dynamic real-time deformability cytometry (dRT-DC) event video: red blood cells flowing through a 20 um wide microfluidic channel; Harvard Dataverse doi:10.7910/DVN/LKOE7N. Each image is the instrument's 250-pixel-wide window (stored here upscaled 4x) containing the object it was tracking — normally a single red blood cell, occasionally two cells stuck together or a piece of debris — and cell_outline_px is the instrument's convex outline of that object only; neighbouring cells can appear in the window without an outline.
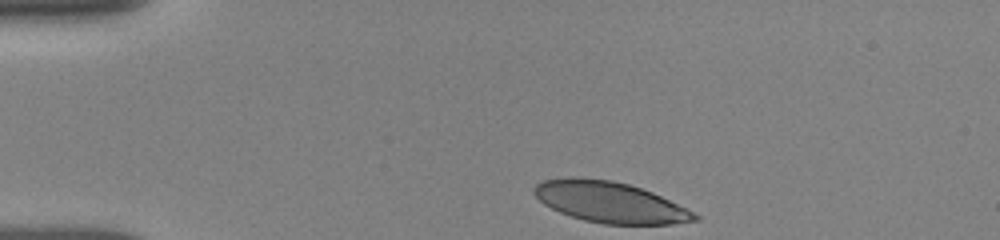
{"species": "human", "species_latin": "Homo sapiens", "temperature_condition": "room temperature", "stored_images_in_passage": 4, "camera_frame_rate_fps": 3000, "um_per_image_px": 0.085, "donor": {"sex": "female"}, "frame": {"image": 1, "passage_image": 1, "time_ms": 0.0, "image_size_px": [1000, 240], "cell_outline_px": [[700, 220], [672, 224], [604, 224], [584, 220], [560, 212], [544, 204], [532, 192], [532, 188], [536, 184], [544, 180], [568, 176], [576, 176], [612, 180], [628, 184], [652, 192], [700, 216]], "centroid_in_image_um": [51.79, 17.17], "position_along_channel_um": 33.2, "area_um2": 38.09}}
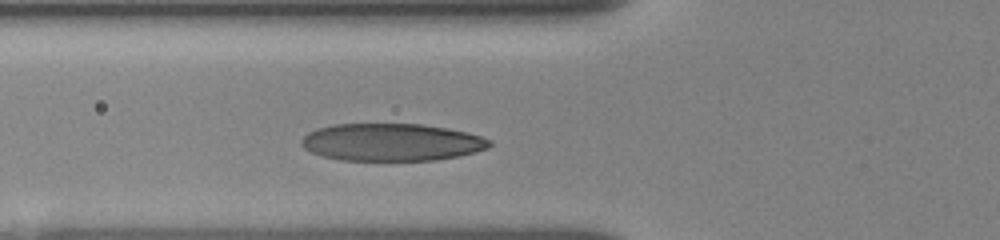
{"frame": {"image": 2, "passage_image": 4, "time_ms": 3.0, "image_size_px": [1000, 240], "cell_outline_px": [[492, 144], [488, 148], [476, 152], [436, 160], [340, 160], [320, 156], [304, 148], [300, 144], [300, 140], [308, 132], [316, 128], [332, 124], [424, 124], [448, 128], [468, 132], [492, 140]], "centroid_in_image_um": [33.27, 12.08], "position_along_channel_um": 92.5, "area_um2": 41.33}}